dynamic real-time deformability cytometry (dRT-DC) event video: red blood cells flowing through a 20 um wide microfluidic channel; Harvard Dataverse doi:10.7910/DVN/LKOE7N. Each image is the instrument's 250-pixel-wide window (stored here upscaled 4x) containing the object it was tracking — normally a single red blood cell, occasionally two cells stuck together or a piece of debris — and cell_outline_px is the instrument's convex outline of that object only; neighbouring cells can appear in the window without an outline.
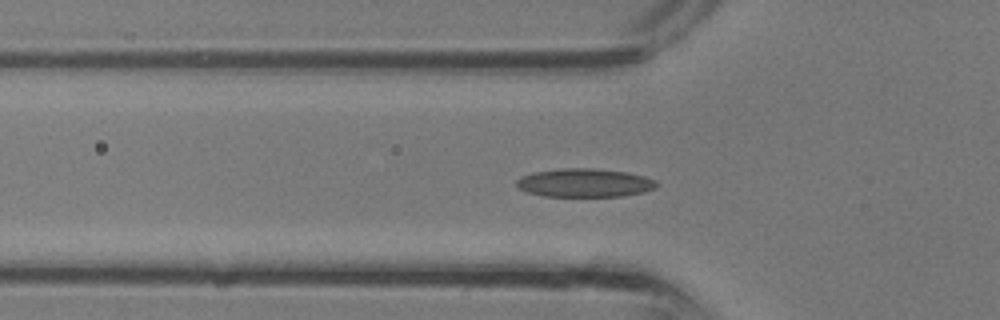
{"species": "common noctule bat (a hibernating species)", "species_latin": "Nyctalus noctula", "temperature_condition": "room temperature", "stored_images_in_passage": 35, "camera_frame_rate_fps": 3000, "um_per_image_px": 0.085, "animal": {"sex": "male", "body_mass_g": 13.3}, "frame": {"image": 1, "passage_image": 11, "time_ms": 3.333, "image_size_px": [1000, 320], "cell_outline_px": [[656, 188], [644, 192], [624, 196], [544, 196], [528, 192], [520, 188], [516, 184], [516, 180], [520, 176], [532, 172], [564, 168], [592, 168], [628, 172], [644, 176], [656, 180]], "centroid_in_image_um": [49.7, 15.53], "position_along_channel_um": 76.1, "area_um2": 23.29}}
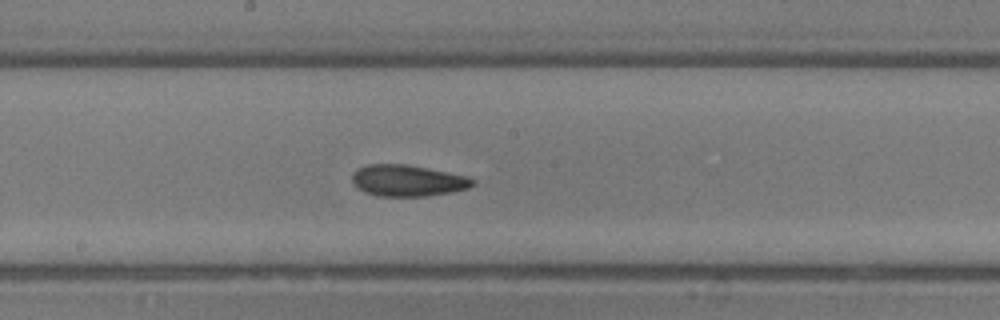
{"frame": {"image": 2, "passage_image": 18, "time_ms": 5.667, "image_size_px": [1000, 320], "cell_outline_px": [[476, 184], [468, 188], [452, 192], [428, 196], [380, 196], [364, 192], [352, 184], [352, 172], [356, 168], [368, 164], [408, 164], [468, 176], [476, 180]], "centroid_in_image_um": [34.65, 15.34], "position_along_channel_um": 213.6, "area_um2": 22.37}}
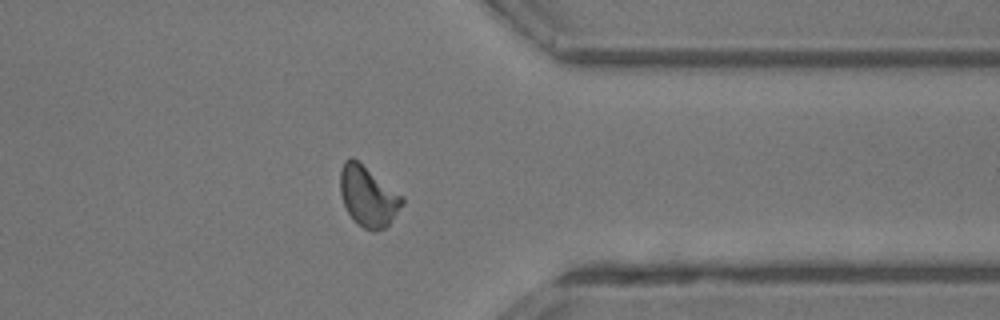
{"frame": {"image": 3, "passage_image": 27, "time_ms": 8.667, "image_size_px": [1000, 320], "cell_outline_px": [[404, 204], [388, 224], [384, 228], [376, 232], [372, 232], [356, 224], [348, 212], [344, 204], [340, 192], [340, 168], [344, 160], [352, 156], [404, 196]], "centroid_in_image_um": [31.28, 16.68], "position_along_channel_um": 380.1, "area_um2": 21.96}}